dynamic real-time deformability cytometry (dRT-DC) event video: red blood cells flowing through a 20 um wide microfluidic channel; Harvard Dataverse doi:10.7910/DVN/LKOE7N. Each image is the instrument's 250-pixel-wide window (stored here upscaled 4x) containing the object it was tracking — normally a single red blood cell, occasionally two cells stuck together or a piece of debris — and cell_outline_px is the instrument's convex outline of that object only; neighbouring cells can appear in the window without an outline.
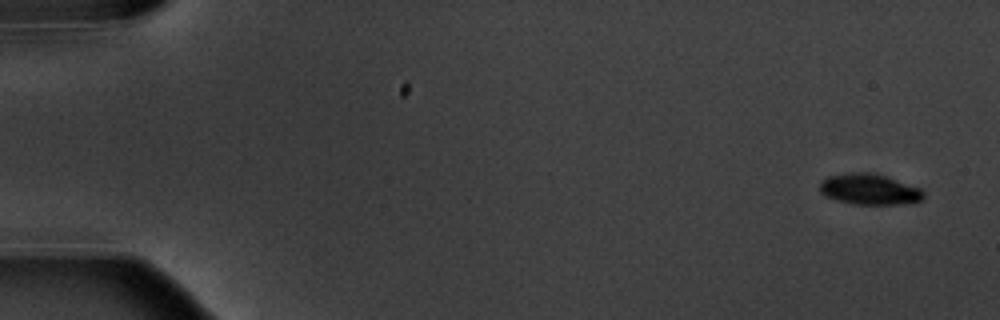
{"species": "common noctule bat (a hibernating species)", "species_latin": "Nyctalus noctula", "temperature_condition": "warm", "stored_images_in_passage": 11, "camera_frame_rate_fps": 3000, "um_per_image_px": 0.085, "animal": {"sex": "male", "body_mass_g": 20.1, "forearm_length_mm": 53.5}, "frame": {"image": 1, "passage_image": 1, "time_ms": 0.0, "image_size_px": [1000, 320], "cell_outline_px": [[924, 200], [912, 204], [852, 204], [836, 200], [820, 192], [820, 180], [828, 176], [852, 172], [872, 172], [920, 188], [924, 192]], "centroid_in_image_um": [73.92, 16.1], "position_along_channel_um": 11.1, "area_um2": 18.73}}
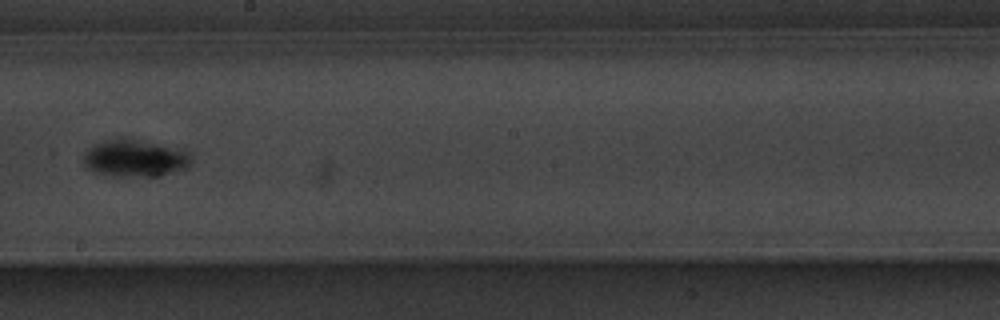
{"frame": {"image": 2, "passage_image": 9, "time_ms": 10.333, "image_size_px": [1000, 320], "cell_outline_px": [[192, 164], [188, 168], [180, 172], [152, 180], [148, 180], [112, 176], [92, 172], [84, 168], [84, 152], [92, 144], [104, 140], [128, 136], [184, 148], [192, 156]], "centroid_in_image_um": [11.55, 13.48], "position_along_channel_um": 236.6, "area_um2": 25.66}}
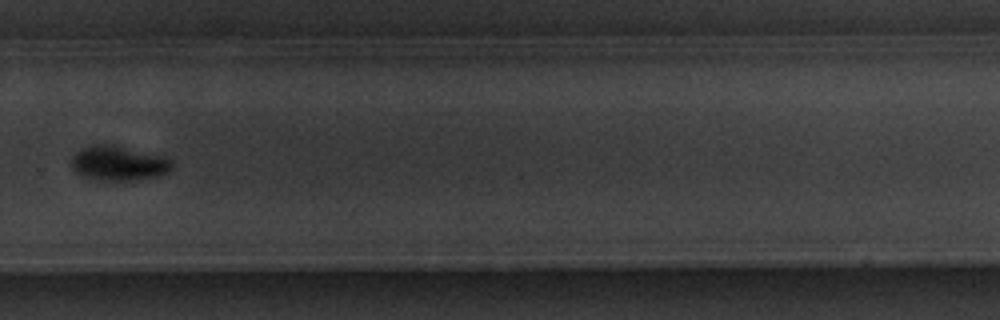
{"frame": {"image": 3, "passage_image": 11, "time_ms": 12.667, "image_size_px": [1000, 320], "cell_outline_px": [[172, 168], [168, 172], [156, 176], [132, 180], [104, 180], [80, 176], [72, 168], [72, 156], [80, 148], [92, 144], [112, 144], [168, 156], [172, 160]], "centroid_in_image_um": [10.09, 13.85], "position_along_channel_um": 319.7, "area_um2": 20.58}}